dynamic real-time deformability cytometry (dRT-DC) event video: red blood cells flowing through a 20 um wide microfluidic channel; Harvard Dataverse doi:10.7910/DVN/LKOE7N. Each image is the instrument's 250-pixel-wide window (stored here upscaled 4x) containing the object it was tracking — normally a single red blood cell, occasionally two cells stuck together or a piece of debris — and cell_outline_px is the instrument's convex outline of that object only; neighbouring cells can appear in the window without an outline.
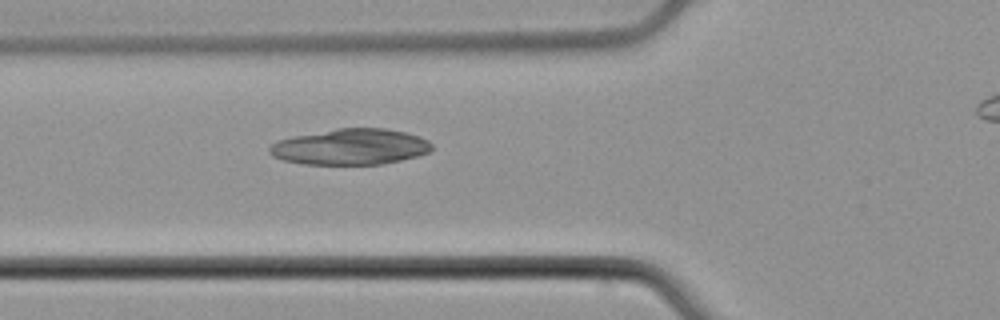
{"species": "common noctule bat (a hibernating species)", "species_latin": "Nyctalus noctula", "temperature_condition": "cold", "stored_images_in_passage": 7, "camera_frame_rate_fps": 3000, "um_per_image_px": 0.085, "animal": {"sex": "male", "body_mass_g": 21.5, "forearm_length_mm": 52.0}, "frame": {"image": 1, "passage_image": 6, "time_ms": 1.667, "image_size_px": [1000, 320], "cell_outline_px": [[432, 148], [428, 152], [416, 156], [400, 160], [380, 164], [304, 164], [284, 160], [272, 156], [268, 152], [268, 148], [276, 140], [292, 136], [336, 128], [384, 128], [408, 132], [420, 136], [428, 140], [432, 144]], "centroid_in_image_um": [29.77, 12.46], "position_along_channel_um": 96.0, "area_um2": 34.1}}